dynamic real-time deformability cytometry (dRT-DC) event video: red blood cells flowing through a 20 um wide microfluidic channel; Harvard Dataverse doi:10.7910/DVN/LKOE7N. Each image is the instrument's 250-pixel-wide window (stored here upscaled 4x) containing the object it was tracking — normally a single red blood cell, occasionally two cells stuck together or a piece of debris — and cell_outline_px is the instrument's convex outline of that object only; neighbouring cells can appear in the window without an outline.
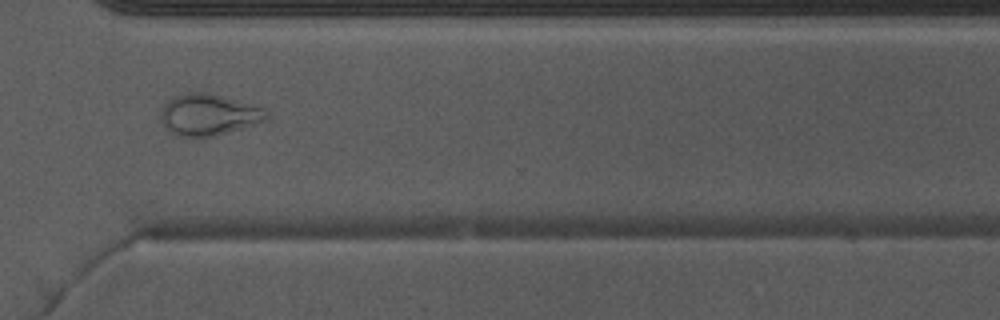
{"species": "Egyptian fruit bat (a non-hibernating species)", "species_latin": "Rousettus aegyptiacus", "temperature_condition": "warm", "stored_images_in_passage": 50, "camera_frame_rate_fps": 3000, "um_per_image_px": 0.085, "animal": {"sex": "male"}, "frame": {"image": 1, "passage_image": 36, "time_ms": 11.667, "image_size_px": [1000, 320], "cell_outline_px": [[268, 120], [256, 124], [228, 132], [212, 136], [192, 140], [180, 136], [172, 132], [160, 120], [160, 112], [164, 104], [168, 100], [184, 92], [208, 92], [264, 108], [268, 112]], "centroid_in_image_um": [17.72, 9.77], "position_along_channel_um": 352.9, "area_um2": 25.78}}
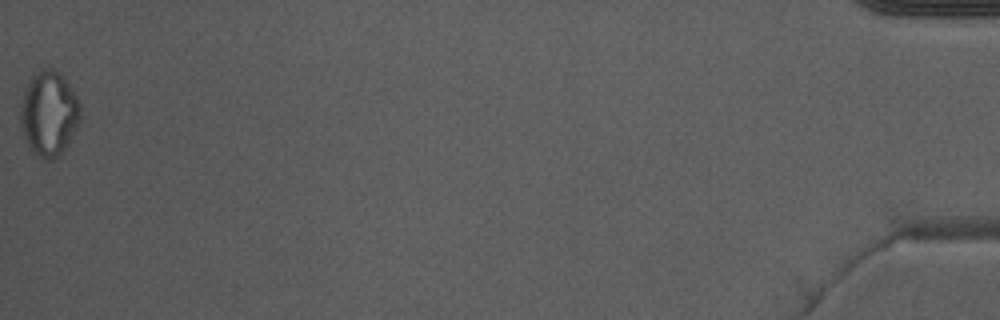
{"frame": {"image": 2, "passage_image": 50, "time_ms": 16.333, "image_size_px": [1000, 320], "cell_outline_px": [[80, 120], [76, 132], [64, 148], [52, 160], [40, 160], [36, 156], [28, 144], [24, 136], [20, 120], [20, 104], [24, 88], [32, 76], [44, 68], [52, 68], [64, 76], [76, 96], [80, 104]], "centroid_in_image_um": [4.15, 9.65], "position_along_channel_um": 431.0, "area_um2": 29.71}, "authors_computed_cell_mechanics": {"area_um2": 27.0793, "velocity_mm_per_s": 4.0078, "shape_relaxation_time_tau1_ms": null, "shape_relaxation_time_tau2_ms": 2.203, "deformation_change_tau1": null, "deformation_change_tau2": 0.0914}}